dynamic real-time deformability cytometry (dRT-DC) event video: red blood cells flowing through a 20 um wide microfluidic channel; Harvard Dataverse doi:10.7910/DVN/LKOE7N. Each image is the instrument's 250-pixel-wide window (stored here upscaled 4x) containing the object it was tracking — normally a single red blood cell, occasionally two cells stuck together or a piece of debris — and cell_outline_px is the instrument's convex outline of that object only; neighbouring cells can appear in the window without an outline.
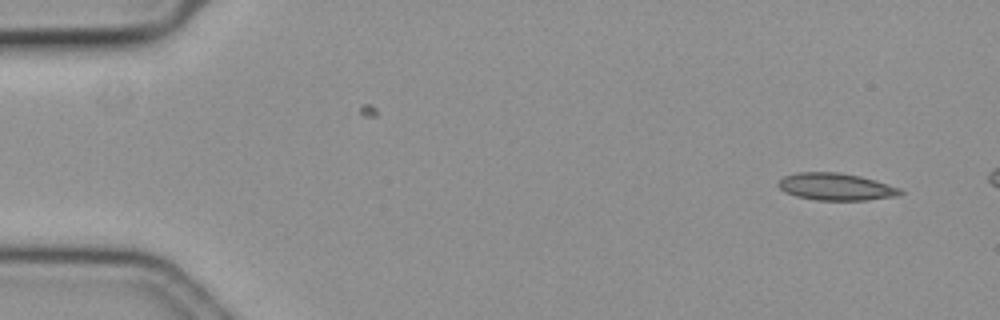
{"species": "common noctule bat (a hibernating species)", "species_latin": "Nyctalus noctula", "temperature_condition": "cold", "stored_images_in_passage": 8, "camera_frame_rate_fps": 3000, "um_per_image_px": 0.085, "animal": {"sex": "female", "body_mass_g": 19.3, "forearm_length_mm": 54.1}, "frame": {"image": 1, "passage_image": 1, "time_ms": 0.0, "image_size_px": [1000, 320], "cell_outline_px": [[904, 192], [896, 196], [868, 200], [816, 200], [796, 196], [784, 192], [776, 184], [784, 176], [796, 172], [836, 172], [860, 176], [876, 180], [900, 188]], "centroid_in_image_um": [71.04, 15.87], "position_along_channel_um": 14.0, "area_um2": 19.36}}